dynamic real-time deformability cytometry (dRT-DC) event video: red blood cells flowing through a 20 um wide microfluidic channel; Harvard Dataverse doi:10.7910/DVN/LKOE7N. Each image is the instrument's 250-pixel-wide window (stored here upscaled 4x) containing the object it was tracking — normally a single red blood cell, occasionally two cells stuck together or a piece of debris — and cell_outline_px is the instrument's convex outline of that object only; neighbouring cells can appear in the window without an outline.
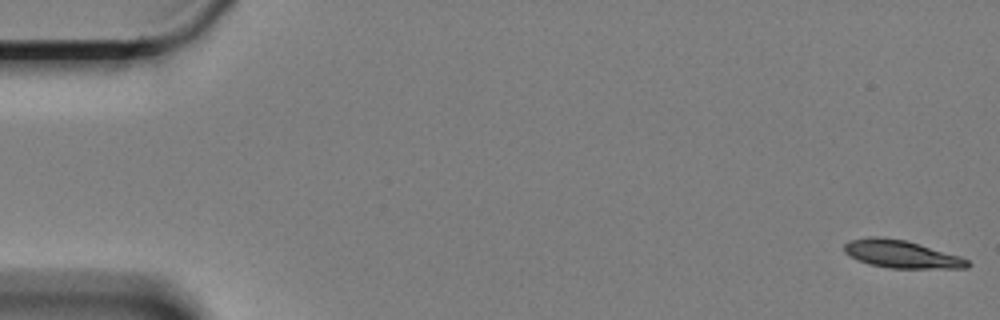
{"species": "Egyptian fruit bat (a non-hibernating species)", "species_latin": "Rousettus aegyptiacus", "temperature_condition": "cold", "stored_images_in_passage": 22, "camera_frame_rate_fps": 3000, "um_per_image_px": 0.085, "animal": {"sex": "female"}, "frame": {"image": 1, "passage_image": 1, "time_ms": 0.0, "image_size_px": [1000, 320], "cell_outline_px": [[972, 264], [968, 268], [888, 268], [868, 264], [844, 252], [844, 244], [848, 240], [868, 236], [876, 236], [904, 240], [920, 244], [960, 256], [968, 260]], "centroid_in_image_um": [76.62, 21.6], "position_along_channel_um": 8.4, "area_um2": 19.88}}
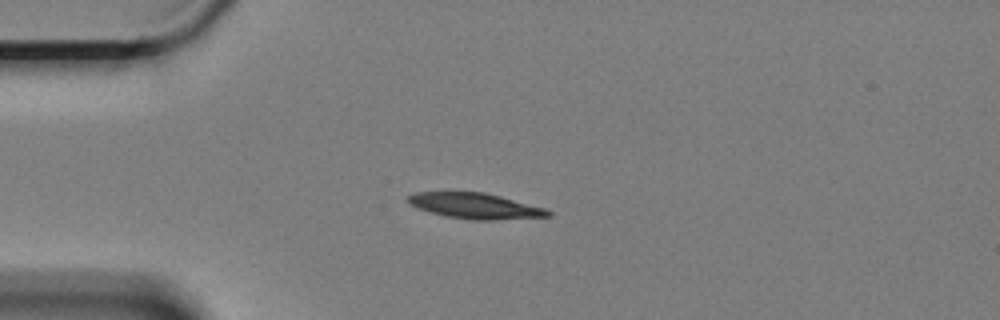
{"frame": {"image": 2, "passage_image": 15, "time_ms": 4.667, "image_size_px": [1000, 320], "cell_outline_px": [[552, 216], [492, 220], [472, 220], [444, 216], [408, 204], [408, 196], [416, 192], [484, 192], [500, 196], [544, 208], [552, 212]], "centroid_in_image_um": [40.4, 17.5], "position_along_channel_um": 44.6, "area_um2": 20.69}}
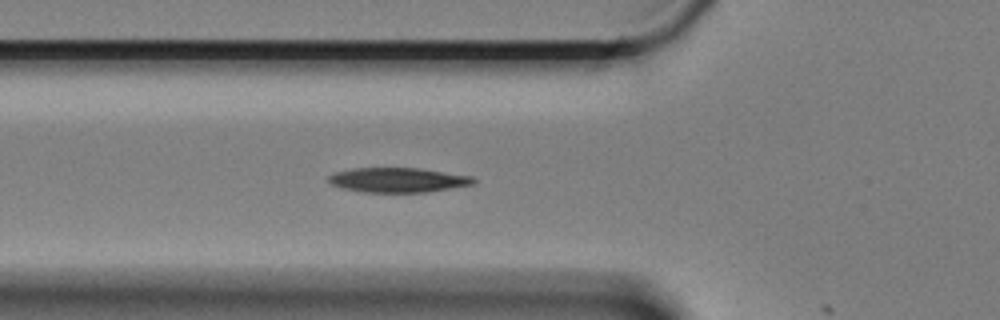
{"frame": {"image": 3, "passage_image": 21, "time_ms": 6.667, "image_size_px": [1000, 320], "cell_outline_px": [[476, 180], [472, 184], [428, 192], [364, 192], [340, 188], [332, 184], [328, 180], [328, 176], [336, 172], [352, 168], [420, 168], [472, 176]], "centroid_in_image_um": [33.8, 15.3], "position_along_channel_um": 92.0, "area_um2": 20.75}}